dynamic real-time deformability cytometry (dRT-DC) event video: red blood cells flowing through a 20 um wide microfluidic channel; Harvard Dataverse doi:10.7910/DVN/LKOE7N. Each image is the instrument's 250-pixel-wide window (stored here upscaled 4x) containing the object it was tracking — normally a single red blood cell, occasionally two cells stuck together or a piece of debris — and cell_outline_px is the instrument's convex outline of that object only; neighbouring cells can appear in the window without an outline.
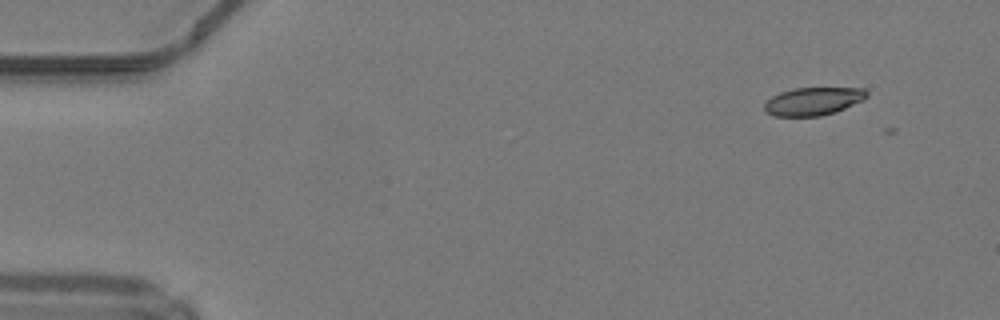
{"species": "common noctule bat (a hibernating species)", "species_latin": "Nyctalus noctula", "temperature_condition": "warm", "stored_images_in_passage": 2, "camera_frame_rate_fps": 3000, "um_per_image_px": 0.085, "animal": {"sex": "male", "body_mass_g": 19.2, "forearm_length_mm": 51.8}, "frame": {"image": 1, "passage_image": 1, "time_ms": 0.0, "image_size_px": [1000, 320], "cell_outline_px": [[868, 96], [864, 100], [836, 112], [820, 116], [772, 116], [764, 112], [764, 104], [772, 96], [780, 92], [796, 88], [864, 88], [868, 92]], "centroid_in_image_um": [69.13, 8.61], "position_along_channel_um": 15.9, "area_um2": 16.82}}